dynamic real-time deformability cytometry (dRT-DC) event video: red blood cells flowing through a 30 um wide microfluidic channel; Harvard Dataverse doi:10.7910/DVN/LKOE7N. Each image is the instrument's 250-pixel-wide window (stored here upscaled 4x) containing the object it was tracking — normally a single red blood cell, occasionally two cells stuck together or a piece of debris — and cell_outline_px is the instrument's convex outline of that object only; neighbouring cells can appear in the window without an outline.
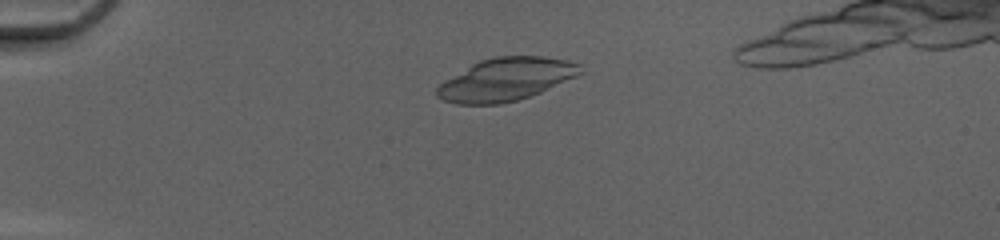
{"species": "common noctule bat (a hibernating species)", "species_latin": "Nyctalus noctula", "temperature_condition": "cold", "stored_images_in_passage": 47, "camera_frame_rate_fps": 3000, "um_per_image_px": 0.085, "animal": {"sex": "female", "body_mass_g": 20.0, "forearm_length_mm": 54.0}, "frame": {"image": 1, "passage_image": 11, "time_ms": 3.333, "image_size_px": [1000, 240], "cell_outline_px": [[584, 72], [576, 76], [540, 92], [516, 100], [500, 104], [456, 104], [444, 100], [436, 96], [436, 88], [444, 80], [472, 64], [480, 60], [496, 56], [544, 56], [568, 60], [580, 64]], "centroid_in_image_um": [43.0, 6.74], "position_along_channel_um": 42.0, "area_um2": 35.6}}